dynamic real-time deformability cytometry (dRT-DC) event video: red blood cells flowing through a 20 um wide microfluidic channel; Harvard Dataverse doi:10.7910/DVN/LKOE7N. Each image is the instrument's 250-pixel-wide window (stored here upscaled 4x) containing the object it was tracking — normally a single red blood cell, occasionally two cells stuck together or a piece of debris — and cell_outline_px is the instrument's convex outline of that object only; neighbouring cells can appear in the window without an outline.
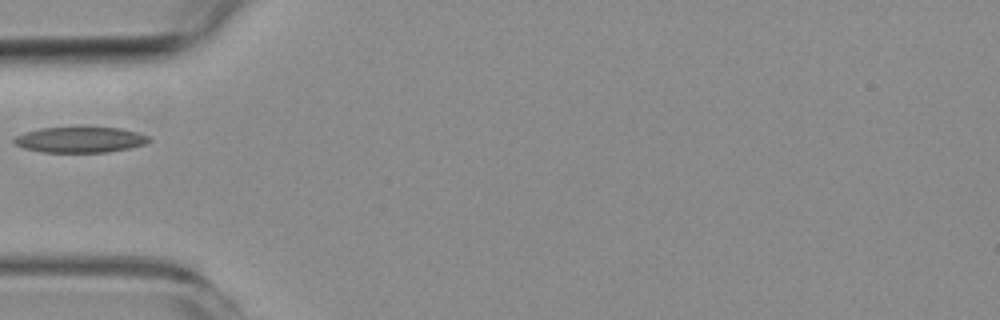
{"species": "common noctule bat (a hibernating species)", "species_latin": "Nyctalus noctula", "temperature_condition": "room temperature", "stored_images_in_passage": 1, "camera_frame_rate_fps": 3000, "um_per_image_px": 0.085, "animal": {"sex": "female", "body_mass_g": 19.3, "forearm_length_mm": 54.1}, "frame": {"image": 1, "passage_image": 1, "time_ms": 0.0, "image_size_px": [1000, 320], "cell_outline_px": [[152, 140], [144, 144], [128, 148], [108, 152], [40, 152], [24, 148], [16, 144], [12, 140], [16, 136], [24, 132], [40, 128], [84, 124], [120, 128], [152, 136]], "centroid_in_image_um": [6.82, 11.82], "position_along_channel_um": 78.2, "area_um2": 21.21}}